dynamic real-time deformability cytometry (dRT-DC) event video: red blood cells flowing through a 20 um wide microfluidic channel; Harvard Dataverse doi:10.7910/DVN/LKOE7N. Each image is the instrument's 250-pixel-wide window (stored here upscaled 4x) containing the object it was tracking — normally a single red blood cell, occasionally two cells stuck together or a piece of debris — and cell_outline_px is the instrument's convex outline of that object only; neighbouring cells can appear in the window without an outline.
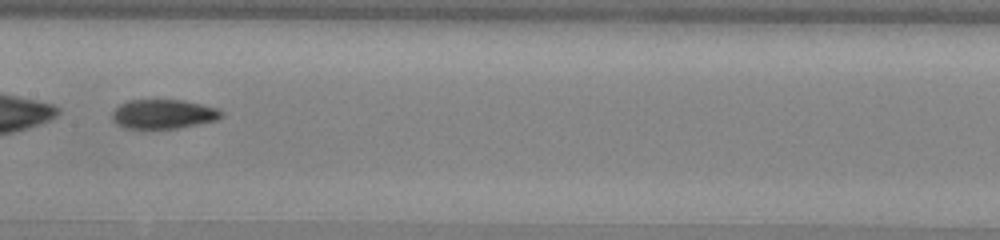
{"species": "common noctule bat (a hibernating species)", "species_latin": "Nyctalus noctula", "temperature_condition": "warm", "stored_images_in_passage": 49, "camera_frame_rate_fps": 3000, "um_per_image_px": 0.085, "animal": {"sex": "male", "body_mass_g": 13.0, "forearm_length_mm": 53.1}, "frame": {"image": 1, "passage_image": 25, "time_ms": 8.0, "image_size_px": [1000, 240], "cell_outline_px": [[224, 116], [216, 120], [176, 128], [124, 128], [116, 124], [112, 120], [112, 112], [120, 104], [128, 100], [184, 100], [204, 104], [220, 108], [224, 112]], "centroid_in_image_um": [13.91, 9.68], "position_along_channel_um": 193.5, "area_um2": 18.79}}
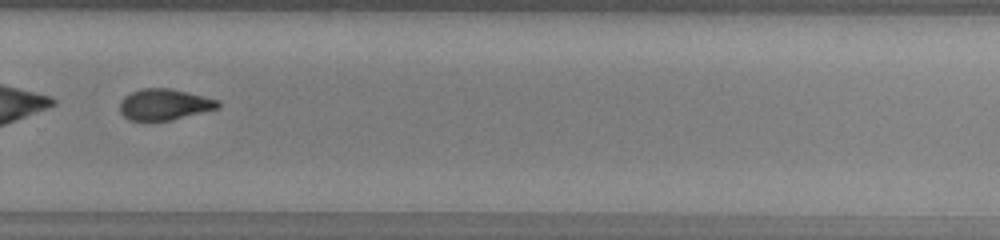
{"frame": {"image": 2, "passage_image": 34, "time_ms": 11.0, "image_size_px": [1000, 240], "cell_outline_px": [[220, 108], [172, 120], [128, 120], [120, 112], [120, 100], [124, 96], [140, 88], [172, 88], [220, 100]], "centroid_in_image_um": [13.99, 8.87], "position_along_channel_um": 315.8, "area_um2": 17.98}, "authors_computed_cell_mechanics": {"area_um2": 20.8658, "velocity_mm_per_s": 4.0905, "shape_relaxation_time_tau1_ms": 5.6924, "shape_relaxation_time_tau2_ms": 4.0865, "deformation_change_tau1": 0.1723, "deformation_change_tau2": 0.1174}}